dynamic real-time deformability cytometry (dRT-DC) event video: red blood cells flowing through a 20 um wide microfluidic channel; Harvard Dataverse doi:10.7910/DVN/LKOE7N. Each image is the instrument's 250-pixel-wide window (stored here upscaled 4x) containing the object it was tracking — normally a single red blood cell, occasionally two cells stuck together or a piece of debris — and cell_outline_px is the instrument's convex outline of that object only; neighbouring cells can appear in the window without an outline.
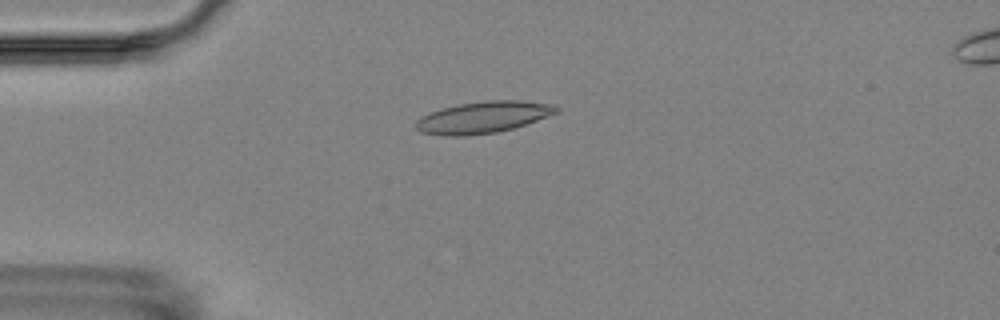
{"species": "Egyptian fruit bat (a non-hibernating species)", "species_latin": "Rousettus aegyptiacus", "temperature_condition": "room temperature", "stored_images_in_passage": 8, "camera_frame_rate_fps": 3000, "um_per_image_px": 0.085, "animal": {"sex": "female"}, "frame": {"image": 1, "passage_image": 4, "time_ms": 4.0, "image_size_px": [1000, 320], "cell_outline_px": [[560, 112], [512, 128], [496, 132], [464, 136], [444, 136], [420, 132], [416, 128], [416, 120], [420, 116], [444, 108], [460, 104], [484, 100], [524, 100], [556, 104], [560, 108]], "centroid_in_image_um": [41.1, 9.96], "position_along_channel_um": 43.9, "area_um2": 25.95}}
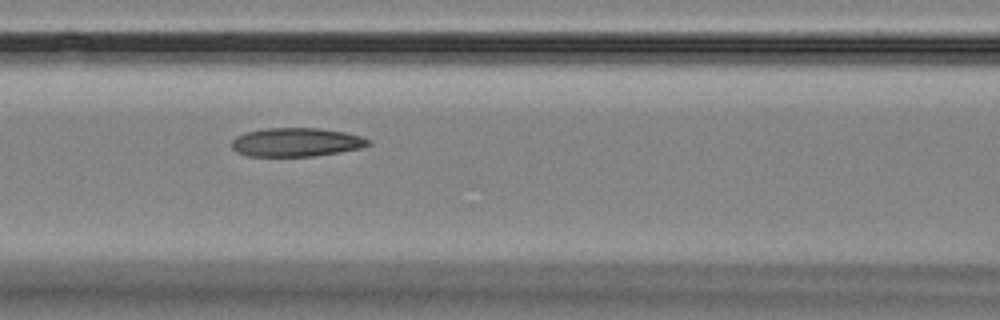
{"frame": {"image": 2, "passage_image": 7, "time_ms": 7.333, "image_size_px": [1000, 320], "cell_outline_px": [[372, 144], [360, 148], [340, 152], [316, 156], [248, 156], [236, 152], [232, 148], [232, 140], [236, 136], [248, 132], [264, 128], [320, 128], [344, 132], [360, 136], [372, 140]], "centroid_in_image_um": [25.2, 12.09], "position_along_channel_um": 141.4, "area_um2": 22.95}}
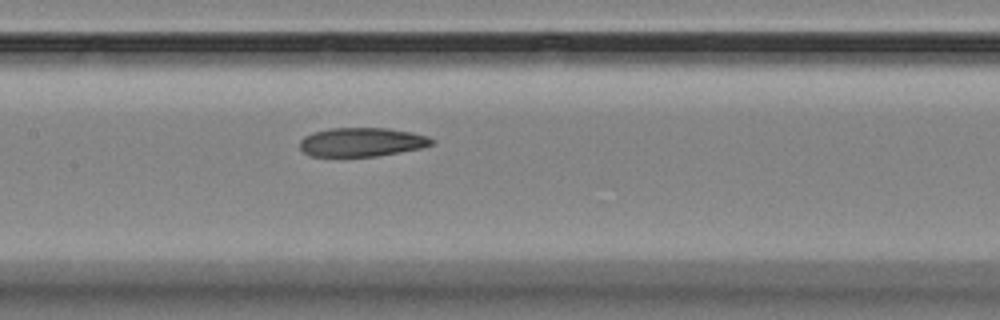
{"frame": {"image": 3, "passage_image": 8, "time_ms": 8.333, "image_size_px": [1000, 320], "cell_outline_px": [[436, 144], [420, 148], [400, 152], [376, 156], [312, 156], [304, 152], [300, 148], [300, 140], [304, 136], [312, 132], [328, 128], [388, 128], [412, 132], [428, 136], [436, 140]], "centroid_in_image_um": [30.78, 12.07], "position_along_channel_um": 176.6, "area_um2": 22.37}}